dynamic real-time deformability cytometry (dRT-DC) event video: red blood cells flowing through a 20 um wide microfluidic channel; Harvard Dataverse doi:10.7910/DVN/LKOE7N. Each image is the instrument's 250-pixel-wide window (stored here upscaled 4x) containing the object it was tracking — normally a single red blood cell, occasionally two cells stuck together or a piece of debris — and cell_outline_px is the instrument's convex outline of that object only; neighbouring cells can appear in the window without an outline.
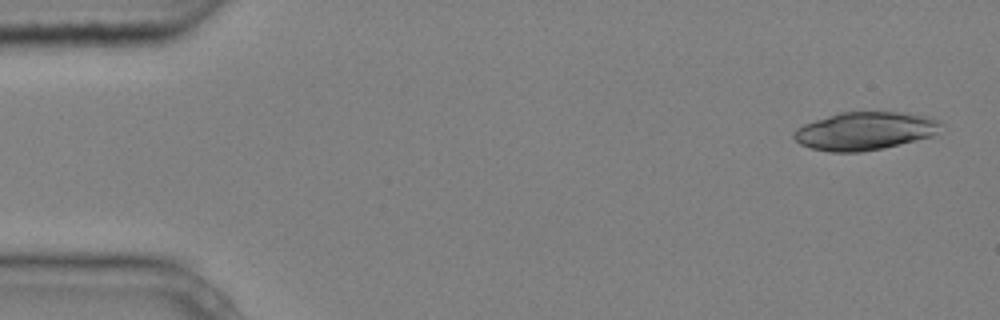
{"species": "common noctule bat (a hibernating species)", "species_latin": "Nyctalus noctula", "temperature_condition": "cold", "stored_images_in_passage": 5, "camera_frame_rate_fps": 3000, "um_per_image_px": 0.085, "animal": {"sex": "male", "body_mass_g": 20.4}, "frame": {"image": 1, "passage_image": 1, "time_ms": 0.0, "image_size_px": [1000, 320], "cell_outline_px": [[944, 124], [932, 136], [884, 148], [860, 152], [832, 152], [812, 148], [800, 144], [792, 136], [792, 132], [796, 128], [804, 124], [840, 112], [904, 112], [932, 116], [940, 120]], "centroid_in_image_um": [73.55, 11.12], "position_along_channel_um": 11.4, "area_um2": 32.77}}